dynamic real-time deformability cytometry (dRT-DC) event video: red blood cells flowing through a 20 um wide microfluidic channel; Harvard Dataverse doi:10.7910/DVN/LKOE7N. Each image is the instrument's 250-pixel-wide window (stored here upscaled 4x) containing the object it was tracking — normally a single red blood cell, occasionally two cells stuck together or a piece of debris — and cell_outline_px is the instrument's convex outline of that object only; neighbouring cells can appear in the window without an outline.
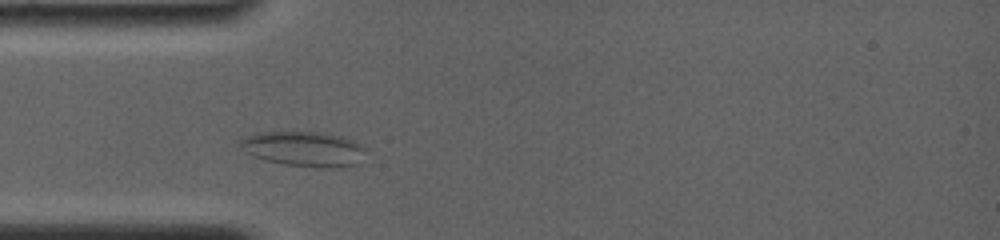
{"species": "common noctule bat (a hibernating species)", "species_latin": "Nyctalus noctula", "temperature_condition": "room temperature", "stored_images_in_passage": 22, "camera_frame_rate_fps": 4000, "um_per_image_px": 0.085, "animal": {"sex": "female", "body_mass_g": 19.0, "forearm_length_mm": 56.7}, "frame": {"image": 1, "passage_image": 9, "time_ms": 1.25, "image_size_px": [1000, 240], "cell_outline_px": [[368, 148], [356, 164], [336, 168], [320, 168], [284, 164], [252, 156], [244, 152], [236, 140], [248, 136], [264, 132], [316, 132], [340, 136], [352, 140]], "centroid_in_image_um": [25.82, 12.66], "position_along_channel_um": 59.2, "area_um2": 25.55}}